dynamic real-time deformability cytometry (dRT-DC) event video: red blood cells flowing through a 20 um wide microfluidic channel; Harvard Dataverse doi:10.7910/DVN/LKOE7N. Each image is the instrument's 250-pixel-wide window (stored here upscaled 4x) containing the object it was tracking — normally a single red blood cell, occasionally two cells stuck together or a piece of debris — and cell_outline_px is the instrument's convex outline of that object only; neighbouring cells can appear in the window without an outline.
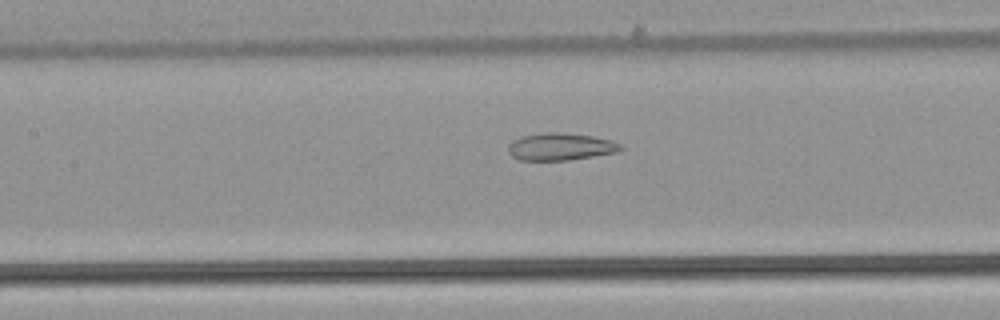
{"species": "common noctule bat (a hibernating species)", "species_latin": "Nyctalus noctula", "temperature_condition": "warm", "stored_images_in_passage": 45, "camera_frame_rate_fps": 3000, "um_per_image_px": 0.085, "animal": {"sex": "male", "body_mass_g": 21.5, "forearm_length_mm": 52.0}, "frame": {"image": 1, "passage_image": 17, "time_ms": 5.333, "image_size_px": [1000, 320], "cell_outline_px": [[624, 148], [616, 152], [568, 160], [520, 160], [512, 156], [508, 152], [508, 144], [512, 140], [520, 136], [544, 132], [560, 132], [592, 136], [612, 140], [620, 144]], "centroid_in_image_um": [47.6, 12.46], "position_along_channel_um": 159.8, "area_um2": 17.92}}
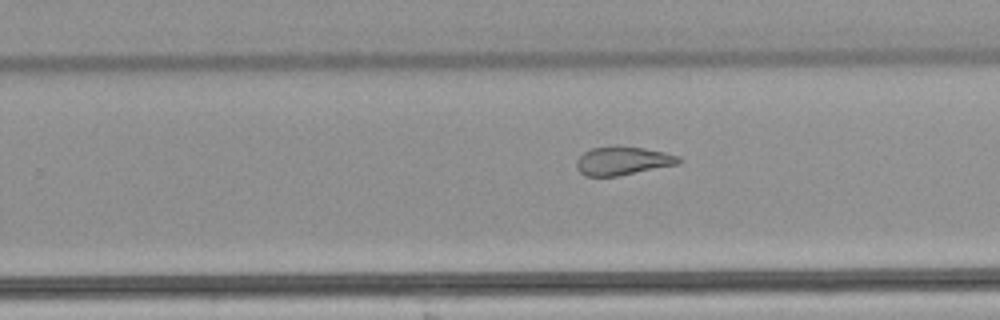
{"frame": {"image": 2, "passage_image": 26, "time_ms": 8.333, "image_size_px": [1000, 320], "cell_outline_px": [[684, 160], [680, 164], [616, 176], [584, 176], [576, 168], [576, 160], [584, 152], [592, 148], [644, 148], [664, 152], [680, 156]], "centroid_in_image_um": [52.97, 13.7], "position_along_channel_um": 276.8, "area_um2": 16.59}}
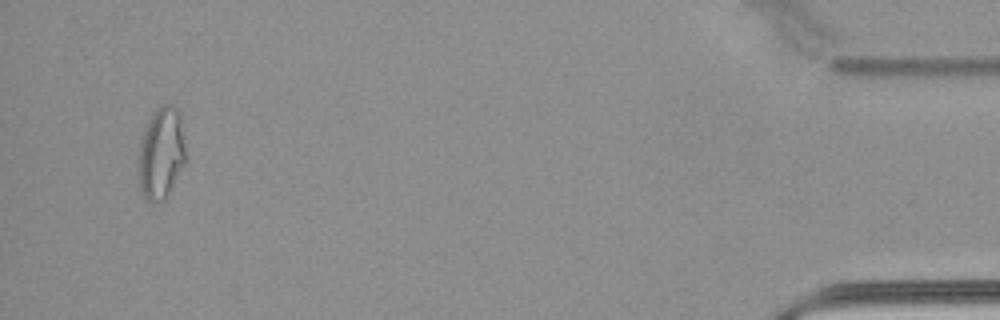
{"frame": {"image": 3, "passage_image": 43, "time_ms": 14.0, "image_size_px": [1000, 320], "cell_outline_px": [[188, 160], [168, 196], [164, 200], [148, 200], [144, 196], [140, 188], [136, 164], [144, 128], [152, 112], [156, 108], [164, 104], [172, 104], [180, 112]], "centroid_in_image_um": [13.73, 13.01], "position_along_channel_um": 421.5, "area_um2": 26.13}, "authors_computed_cell_mechanics": {"area_um2": 21.1548, "velocity_mm_per_s": 3.9181, "shape_relaxation_time_tau1_ms": null, "shape_relaxation_time_tau2_ms": 2.5898, "deformation_change_tau1": null, "deformation_change_tau2": 0.1228}}